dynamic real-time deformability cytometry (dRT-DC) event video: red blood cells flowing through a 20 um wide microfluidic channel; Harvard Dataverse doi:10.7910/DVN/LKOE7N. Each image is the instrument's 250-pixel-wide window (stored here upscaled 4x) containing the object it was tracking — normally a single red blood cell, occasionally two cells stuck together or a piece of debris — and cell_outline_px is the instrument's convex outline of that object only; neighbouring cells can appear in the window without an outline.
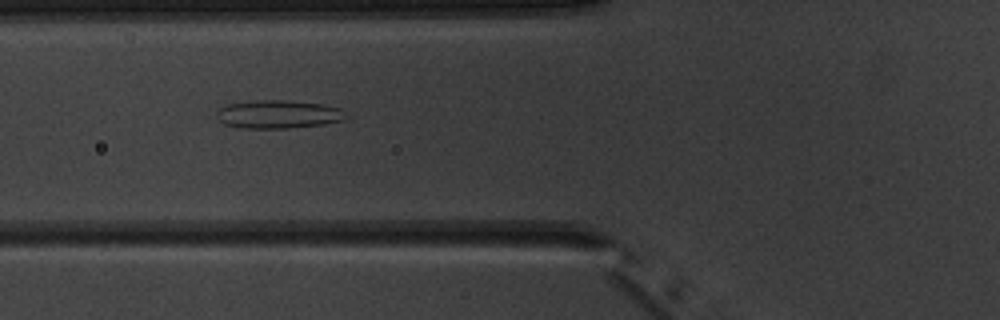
{"species": "common noctule bat (a hibernating species)", "species_latin": "Nyctalus noctula", "temperature_condition": "warm", "stored_images_in_passage": 6, "camera_frame_rate_fps": 3000, "um_per_image_px": 0.085, "animal": {"sex": "male", "body_mass_g": 20.1, "forearm_length_mm": 53.5}, "frame": {"image": 1, "passage_image": 3, "time_ms": 2.333, "image_size_px": [1000, 320], "cell_outline_px": [[352, 116], [348, 120], [324, 124], [288, 128], [240, 128], [224, 124], [216, 116], [216, 112], [220, 108], [228, 104], [256, 100], [288, 100], [320, 104], [340, 108]], "centroid_in_image_um": [23.72, 9.72], "position_along_channel_um": 102.1, "area_um2": 21.56}}
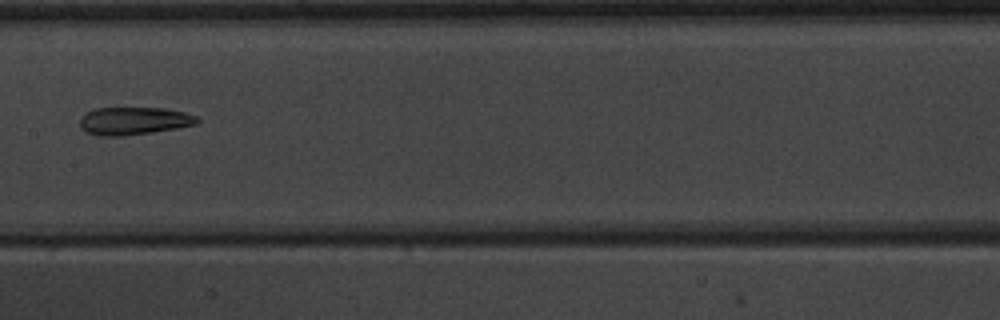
{"frame": {"image": 2, "passage_image": 5, "time_ms": 4.667, "image_size_px": [1000, 320], "cell_outline_px": [[200, 120], [196, 124], [176, 128], [152, 132], [124, 136], [96, 136], [84, 132], [80, 128], [80, 116], [96, 108], [164, 108], [184, 112], [196, 116]], "centroid_in_image_um": [11.33, 10.28], "position_along_channel_um": 196.1, "area_um2": 19.07}}
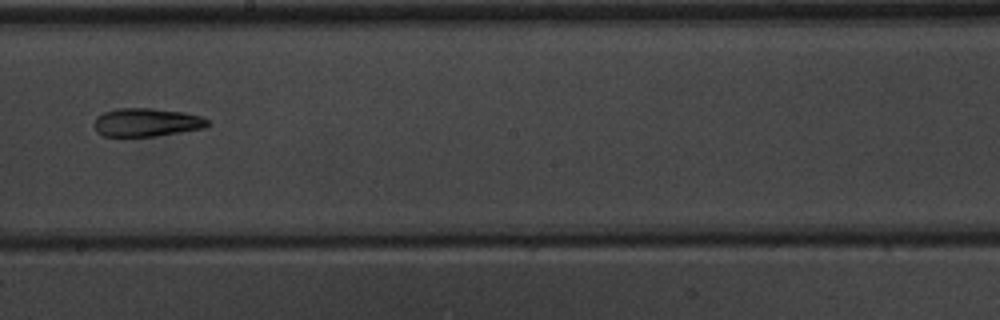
{"frame": {"image": 3, "passage_image": 6, "time_ms": 5.667, "image_size_px": [1000, 320], "cell_outline_px": [[212, 124], [204, 128], [156, 136], [104, 136], [96, 132], [92, 124], [96, 116], [104, 112], [116, 108], [152, 108], [184, 112], [200, 116], [208, 120]], "centroid_in_image_um": [12.43, 10.39], "position_along_channel_um": 235.8, "area_um2": 18.96}}